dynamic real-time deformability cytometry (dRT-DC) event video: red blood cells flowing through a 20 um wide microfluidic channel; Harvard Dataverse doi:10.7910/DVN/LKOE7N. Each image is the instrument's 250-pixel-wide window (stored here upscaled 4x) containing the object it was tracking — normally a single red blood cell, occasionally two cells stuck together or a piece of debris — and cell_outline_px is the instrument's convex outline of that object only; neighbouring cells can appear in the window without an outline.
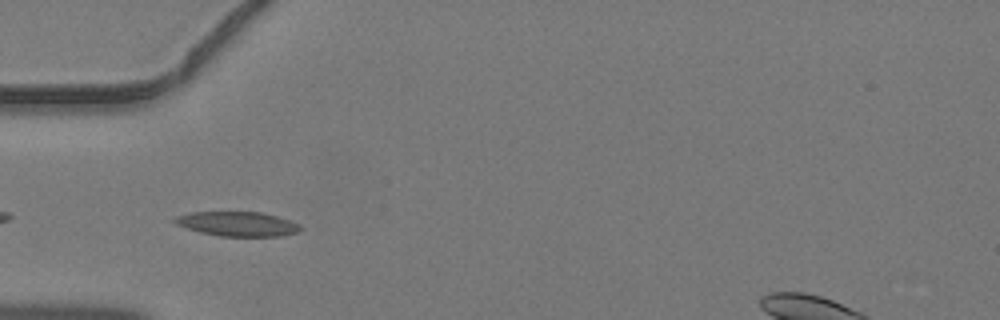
{"species": "common noctule bat (a hibernating species)", "species_latin": "Nyctalus noctula", "temperature_condition": "warm", "stored_images_in_passage": 33, "camera_frame_rate_fps": 3000, "um_per_image_px": 0.085, "animal": {"sex": "male", "body_mass_g": 19.2, "forearm_length_mm": 51.8}, "frame": {"image": 1, "passage_image": 6, "time_ms": 1.667, "image_size_px": [1000, 320], "cell_outline_px": [[304, 228], [296, 232], [280, 236], [220, 236], [200, 232], [176, 224], [172, 220], [176, 216], [192, 212], [260, 212], [276, 216], [300, 224]], "centroid_in_image_um": [20.19, 19.03], "position_along_channel_um": 64.8, "area_um2": 17.8}}
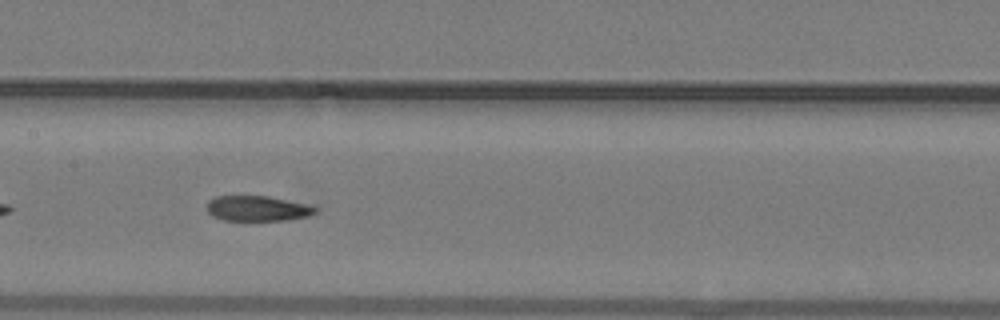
{"frame": {"image": 2, "passage_image": 14, "time_ms": 4.333, "image_size_px": [1000, 320], "cell_outline_px": [[316, 212], [308, 216], [284, 220], [224, 220], [212, 216], [208, 212], [208, 200], [216, 196], [268, 196], [308, 204], [316, 208]], "centroid_in_image_um": [21.87, 17.71], "position_along_channel_um": 185.5, "area_um2": 15.84}}
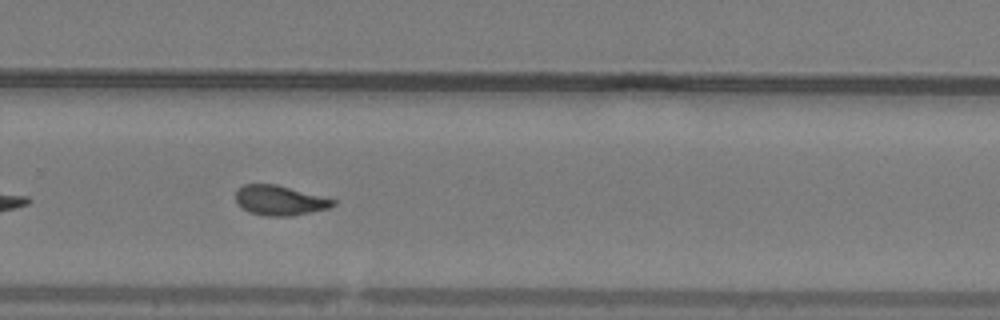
{"frame": {"image": 3, "passage_image": 22, "time_ms": 7.0, "image_size_px": [1000, 320], "cell_outline_px": [[336, 204], [328, 208], [292, 216], [264, 216], [248, 212], [240, 208], [236, 200], [236, 192], [244, 184], [276, 184], [336, 200]], "centroid_in_image_um": [23.75, 17.04], "position_along_channel_um": 306.1, "area_um2": 16.88}}